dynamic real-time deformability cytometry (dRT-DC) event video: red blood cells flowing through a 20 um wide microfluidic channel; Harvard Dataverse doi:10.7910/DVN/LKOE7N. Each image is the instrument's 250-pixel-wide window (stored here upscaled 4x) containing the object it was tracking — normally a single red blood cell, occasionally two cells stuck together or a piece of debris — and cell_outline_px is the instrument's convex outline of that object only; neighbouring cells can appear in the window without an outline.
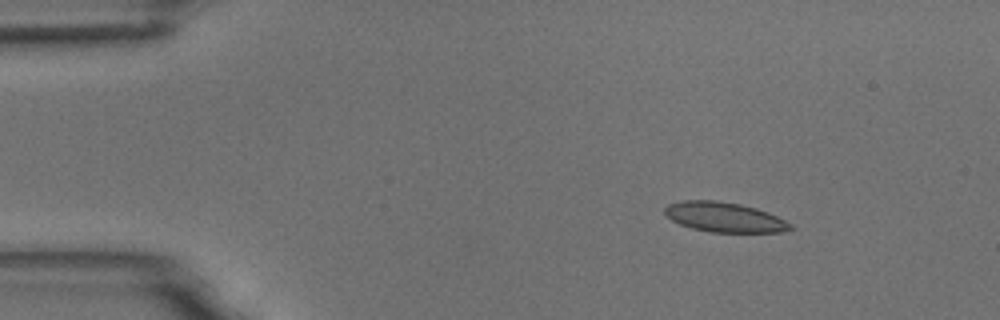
{"species": "common noctule bat (a hibernating species)", "species_latin": "Nyctalus noctula", "temperature_condition": "room temperature", "stored_images_in_passage": 5, "camera_frame_rate_fps": 3000, "um_per_image_px": 0.085, "animal": {"sex": "male", "body_mass_g": 18.8}, "frame": {"image": 1, "passage_image": 2, "time_ms": 2.0, "image_size_px": [1000, 320], "cell_outline_px": [[796, 228], [784, 232], [712, 232], [692, 228], [680, 224], [672, 220], [664, 212], [664, 208], [668, 204], [680, 200], [716, 200], [740, 204], [756, 208], [768, 212], [792, 224]], "centroid_in_image_um": [61.59, 18.45], "position_along_channel_um": 23.4, "area_um2": 21.91}}
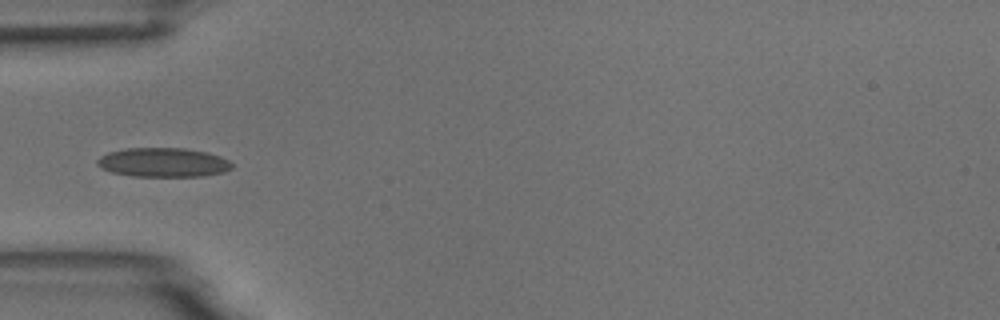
{"frame": {"image": 2, "passage_image": 5, "time_ms": 5.333, "image_size_px": [1000, 320], "cell_outline_px": [[232, 168], [224, 172], [204, 176], [132, 176], [112, 172], [100, 168], [96, 164], [96, 160], [100, 156], [108, 152], [128, 148], [184, 148], [208, 152], [220, 156], [228, 160], [232, 164]], "centroid_in_image_um": [13.86, 13.8], "position_along_channel_um": 71.1, "area_um2": 23.0}}